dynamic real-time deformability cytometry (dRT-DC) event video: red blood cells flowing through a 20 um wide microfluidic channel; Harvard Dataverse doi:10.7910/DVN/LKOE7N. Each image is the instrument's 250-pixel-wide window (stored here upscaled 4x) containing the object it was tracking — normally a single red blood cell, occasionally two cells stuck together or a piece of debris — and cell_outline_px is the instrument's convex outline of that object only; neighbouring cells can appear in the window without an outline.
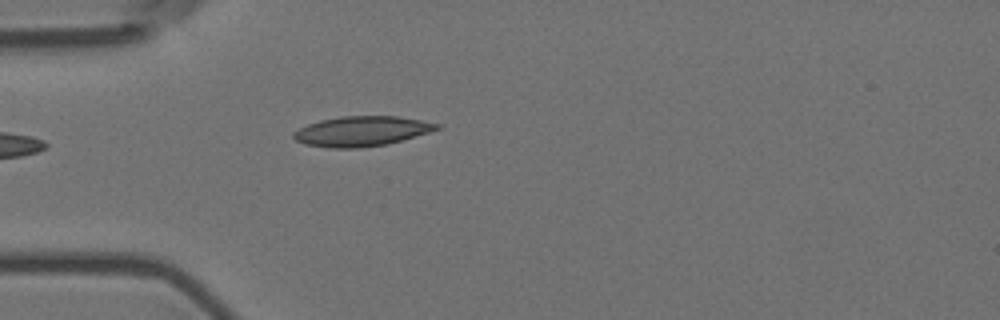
{"species": "Egyptian fruit bat (a non-hibernating species)", "species_latin": "Rousettus aegyptiacus", "temperature_condition": "room temperature", "stored_images_in_passage": 5, "camera_frame_rate_fps": 3000, "um_per_image_px": 0.085, "animal": {"sex": "female"}, "frame": {"image": 1, "passage_image": 5, "time_ms": 1.333, "image_size_px": [1000, 320], "cell_outline_px": [[440, 128], [428, 132], [388, 144], [360, 148], [332, 148], [304, 144], [296, 140], [292, 136], [292, 132], [308, 124], [320, 120], [340, 116], [396, 116], [420, 120], [440, 124]], "centroid_in_image_um": [30.7, 11.15], "position_along_channel_um": 54.3, "area_um2": 24.91}}